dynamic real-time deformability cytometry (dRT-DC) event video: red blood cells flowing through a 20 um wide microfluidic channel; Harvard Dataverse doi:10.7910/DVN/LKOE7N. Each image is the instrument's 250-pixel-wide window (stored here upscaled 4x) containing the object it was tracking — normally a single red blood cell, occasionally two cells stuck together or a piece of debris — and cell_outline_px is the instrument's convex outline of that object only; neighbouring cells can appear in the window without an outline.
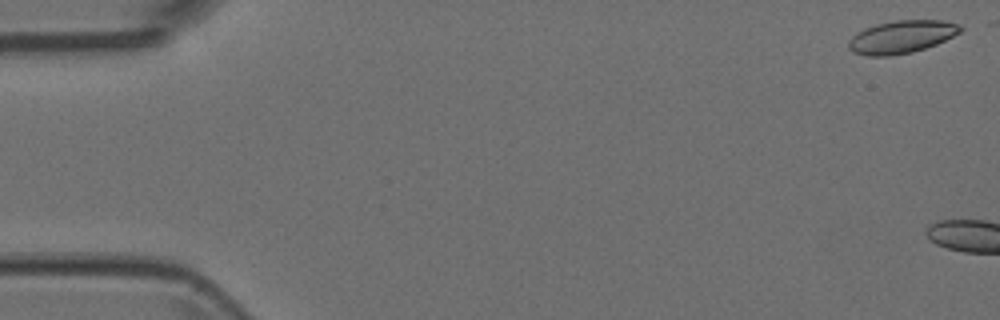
{"species": "Egyptian fruit bat (a non-hibernating species)", "species_latin": "Rousettus aegyptiacus", "temperature_condition": "room temperature", "stored_images_in_passage": 6, "camera_frame_rate_fps": 3000, "um_per_image_px": 0.085, "animal": {"sex": "female"}, "frame": {"image": 1, "passage_image": 1, "time_ms": 0.0, "image_size_px": [1000, 320], "cell_outline_px": [[964, 28], [960, 32], [936, 44], [912, 52], [892, 56], [868, 56], [852, 52], [848, 48], [848, 40], [856, 32], [864, 28], [876, 24], [896, 20], [944, 20], [960, 24]], "centroid_in_image_um": [76.61, 3.13], "position_along_channel_um": 8.4, "area_um2": 21.5}}